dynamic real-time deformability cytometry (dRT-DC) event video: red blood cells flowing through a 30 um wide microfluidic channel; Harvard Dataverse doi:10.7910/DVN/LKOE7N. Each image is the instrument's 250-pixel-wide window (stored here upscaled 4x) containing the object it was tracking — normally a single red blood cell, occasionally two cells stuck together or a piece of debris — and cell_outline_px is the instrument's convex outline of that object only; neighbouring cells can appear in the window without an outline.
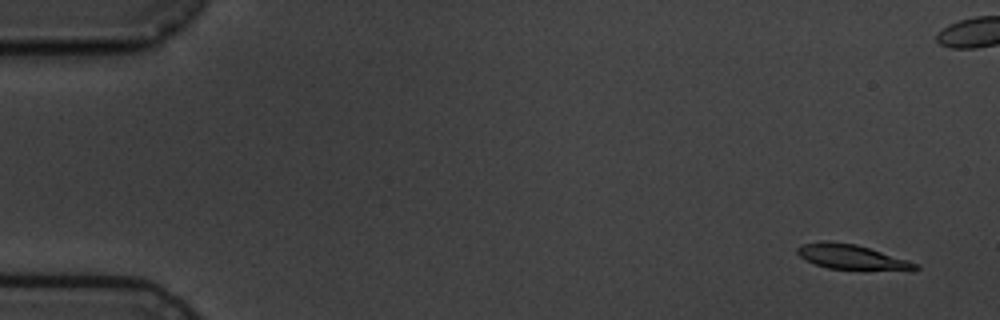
{"species": "common noctule bat (a hibernating species)", "species_latin": "Nyctalus noctula", "temperature_condition": "cold", "stored_images_in_passage": 5, "camera_frame_rate_fps": 3000, "um_per_image_px": 0.085, "animal": {"sex": "male", "body_mass_g": 19.5, "forearm_length_mm": 54.6}, "frame": {"image": 1, "passage_image": 1, "time_ms": 0.0, "image_size_px": [1000, 320], "cell_outline_px": [[920, 268], [912, 272], [828, 268], [816, 264], [800, 256], [796, 252], [796, 248], [800, 244], [828, 240], [856, 244], [908, 260], [920, 264]], "centroid_in_image_um": [72.49, 21.86], "position_along_channel_um": 12.5, "area_um2": 17.51}}